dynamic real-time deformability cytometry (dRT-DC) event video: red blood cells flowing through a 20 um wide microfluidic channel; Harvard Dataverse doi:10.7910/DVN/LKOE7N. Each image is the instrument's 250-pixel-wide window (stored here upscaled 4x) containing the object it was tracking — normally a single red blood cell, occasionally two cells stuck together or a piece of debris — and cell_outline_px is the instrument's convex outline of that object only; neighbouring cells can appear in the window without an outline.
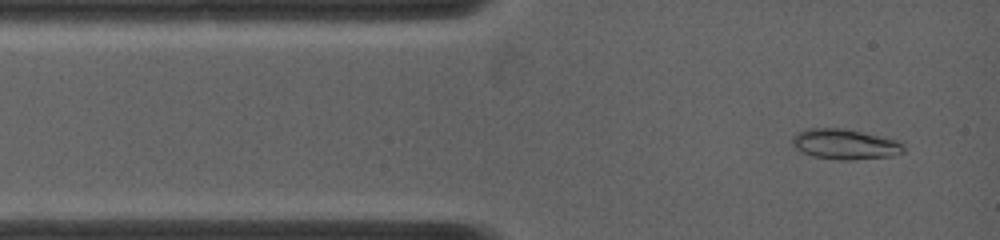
{"species": "common noctule bat (a hibernating species)", "species_latin": "Nyctalus noctula", "temperature_condition": "warm", "stored_images_in_passage": 82, "camera_frame_rate_fps": 5000, "um_per_image_px": 0.085, "animal": {"sex": "female", "body_mass_g": 19.0, "forearm_length_mm": 53.3}, "frame": {"image": 1, "passage_image": 4, "time_ms": 0.6, "image_size_px": [1000, 240], "cell_outline_px": [[904, 152], [892, 156], [852, 160], [840, 160], [812, 156], [796, 148], [792, 144], [792, 136], [796, 132], [808, 128], [844, 128], [900, 140], [904, 144]], "centroid_in_image_um": [71.85, 12.25], "position_along_channel_um": 13.2, "area_um2": 19.88}}
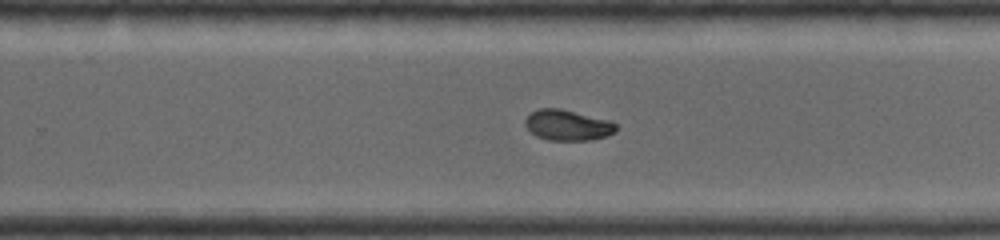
{"frame": {"image": 2, "passage_image": 42, "time_ms": 8.2, "image_size_px": [1000, 240], "cell_outline_px": [[616, 132], [592, 140], [548, 140], [536, 136], [524, 124], [524, 120], [532, 112], [540, 108], [560, 108], [612, 120], [616, 124]], "centroid_in_image_um": [48.27, 10.63], "position_along_channel_um": 281.5, "area_um2": 16.3}}
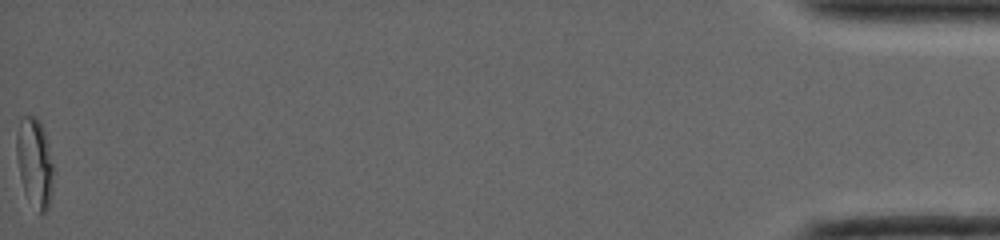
{"frame": {"image": 3, "passage_image": 82, "time_ms": 16.2, "image_size_px": [1000, 240], "cell_outline_px": [[52, 188], [48, 208], [44, 212], [40, 212], [24, 188], [20, 176], [16, 156], [16, 136], [20, 120], [24, 116], [36, 116], [40, 120], [44, 128], [48, 144], [52, 164]], "centroid_in_image_um": [2.94, 13.7], "position_along_channel_um": 432.3, "area_um2": 18.55}, "authors_computed_cell_mechanics": {"area_um2": 16.9932, "velocity_mm_per_s": 3.9626, "shape_relaxation_time_tau1_ms": null, "shape_relaxation_time_tau2_ms": 1.7453, "deformation_change_tau1": null, "deformation_change_tau2": 0.0412}}